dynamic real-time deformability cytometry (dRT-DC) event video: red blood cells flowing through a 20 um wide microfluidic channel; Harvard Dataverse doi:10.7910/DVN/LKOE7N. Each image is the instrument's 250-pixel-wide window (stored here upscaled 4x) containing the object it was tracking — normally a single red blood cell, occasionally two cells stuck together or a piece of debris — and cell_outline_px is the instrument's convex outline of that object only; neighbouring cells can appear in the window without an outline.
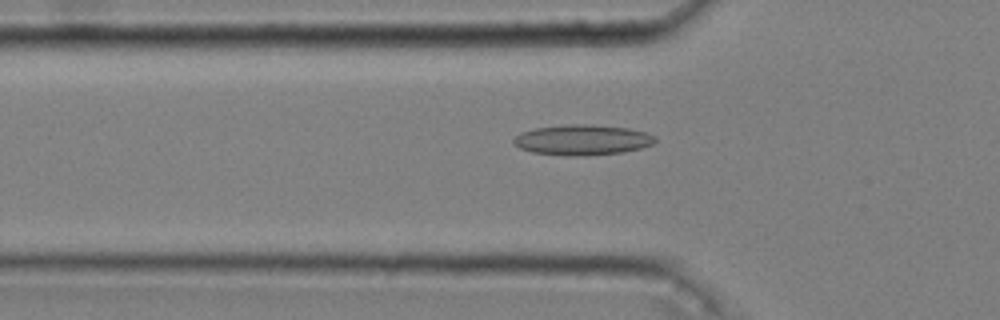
{"species": "common noctule bat (a hibernating species)", "species_latin": "Nyctalus noctula", "temperature_condition": "cold", "stored_images_in_passage": 35, "camera_frame_rate_fps": 3000, "um_per_image_px": 0.085, "animal": {"sex": "male", "body_mass_g": 20.4}, "frame": {"image": 1, "passage_image": 4, "time_ms": 1.0, "image_size_px": [1000, 320], "cell_outline_px": [[656, 140], [652, 144], [640, 148], [624, 152], [584, 156], [568, 156], [532, 152], [520, 148], [512, 140], [520, 132], [536, 128], [564, 124], [584, 124], [628, 128], [648, 132], [656, 136]], "centroid_in_image_um": [49.52, 11.89], "position_along_channel_um": 76.3, "area_um2": 25.14}}
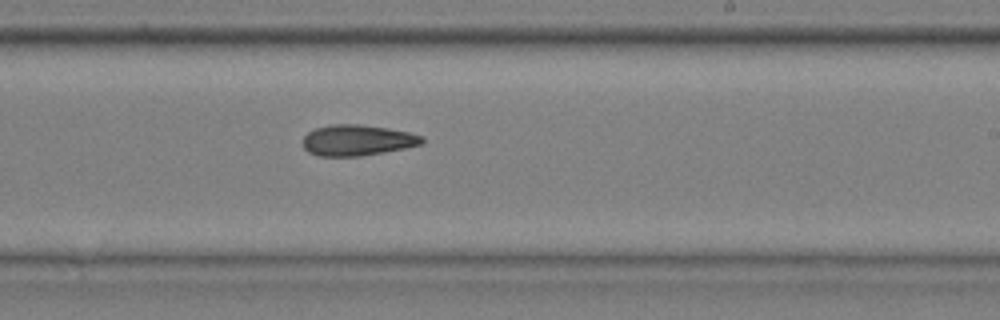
{"frame": {"image": 2, "passage_image": 19, "time_ms": 6.0, "image_size_px": [1000, 320], "cell_outline_px": [[424, 144], [384, 152], [360, 156], [320, 156], [308, 152], [304, 148], [304, 136], [308, 132], [316, 128], [332, 124], [356, 124], [388, 128], [408, 132], [424, 136]], "centroid_in_image_um": [30.39, 11.92], "position_along_channel_um": 258.6, "area_um2": 21.39}}
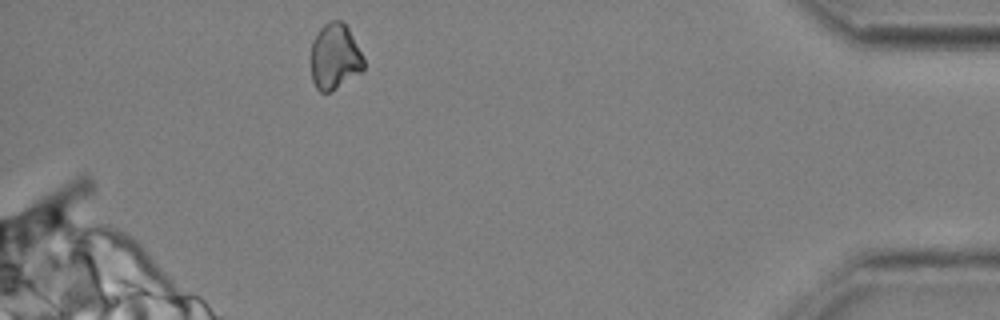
{"frame": {"image": 3, "passage_image": 35, "time_ms": 11.333, "image_size_px": [1000, 320], "cell_outline_px": [[364, 68], [360, 72], [336, 88], [328, 92], [320, 92], [316, 88], [312, 80], [312, 40], [320, 28], [324, 24], [332, 20], [340, 20], [348, 28], [364, 60]], "centroid_in_image_um": [28.44, 4.81], "position_along_channel_um": 406.8, "area_um2": 19.83}}